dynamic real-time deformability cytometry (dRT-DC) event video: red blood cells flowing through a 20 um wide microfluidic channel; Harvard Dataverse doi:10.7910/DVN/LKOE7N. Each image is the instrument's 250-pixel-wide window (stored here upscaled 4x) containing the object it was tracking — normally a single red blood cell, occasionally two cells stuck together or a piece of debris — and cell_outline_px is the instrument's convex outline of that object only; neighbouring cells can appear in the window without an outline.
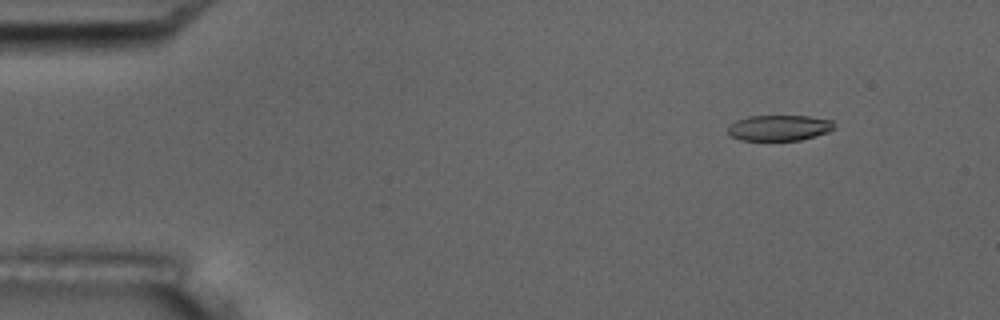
{"species": "common noctule bat (a hibernating species)", "species_latin": "Nyctalus noctula", "temperature_condition": "room temperature", "stored_images_in_passage": 5, "camera_frame_rate_fps": 3000, "um_per_image_px": 0.085, "animal": {"sex": "male", "body_mass_g": 17.5, "forearm_length_mm": 52.3}, "frame": {"image": 1, "passage_image": 2, "time_ms": 1.333, "image_size_px": [1000, 320], "cell_outline_px": [[836, 128], [828, 132], [800, 140], [740, 140], [732, 136], [728, 132], [728, 128], [736, 120], [748, 116], [808, 116], [832, 120]], "centroid_in_image_um": [66.25, 10.86], "position_along_channel_um": 18.7, "area_um2": 15.84}}